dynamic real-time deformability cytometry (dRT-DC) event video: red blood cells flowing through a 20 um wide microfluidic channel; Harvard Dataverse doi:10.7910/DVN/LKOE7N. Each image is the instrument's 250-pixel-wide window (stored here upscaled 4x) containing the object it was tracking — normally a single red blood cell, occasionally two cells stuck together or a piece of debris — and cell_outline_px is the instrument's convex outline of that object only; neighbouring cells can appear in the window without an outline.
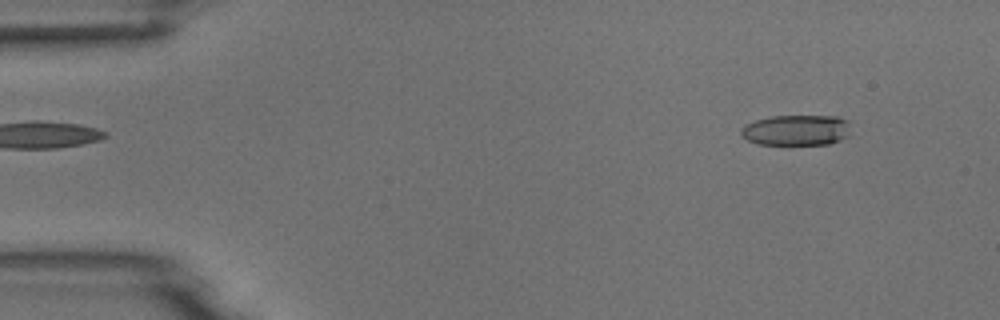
{"species": "common noctule bat (a hibernating species)", "species_latin": "Nyctalus noctula", "temperature_condition": "room temperature", "stored_images_in_passage": 4, "camera_frame_rate_fps": 3000, "um_per_image_px": 0.085, "animal": {"sex": "male", "body_mass_g": 18.8}, "frame": {"image": 1, "passage_image": 1, "time_ms": 0.0, "image_size_px": [1000, 320], "cell_outline_px": [[848, 136], [840, 140], [828, 144], [756, 144], [740, 136], [740, 128], [744, 124], [756, 120], [772, 116], [836, 116], [848, 120]], "centroid_in_image_um": [67.64, 11.06], "position_along_channel_um": 17.4, "area_um2": 19.65}}